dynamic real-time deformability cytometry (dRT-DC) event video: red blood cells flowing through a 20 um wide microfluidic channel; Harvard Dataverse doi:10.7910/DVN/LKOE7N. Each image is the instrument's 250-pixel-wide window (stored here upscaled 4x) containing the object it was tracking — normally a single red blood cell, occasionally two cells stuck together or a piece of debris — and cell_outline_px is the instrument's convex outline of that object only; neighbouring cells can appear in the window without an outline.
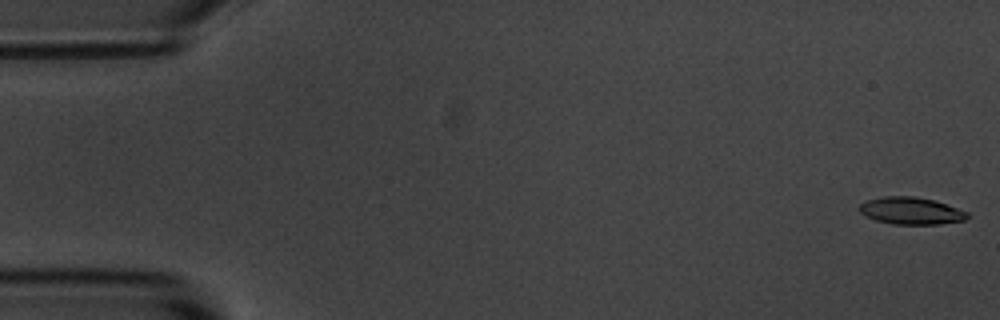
{"species": "common noctule bat (a hibernating species)", "species_latin": "Nyctalus noctula", "temperature_condition": "room temperature", "stored_images_in_passage": 54, "camera_frame_rate_fps": 3000, "um_per_image_px": 0.085, "animal": {"sex": "male", "body_mass_g": 20.1, "forearm_length_mm": 53.5}, "frame": {"image": 1, "passage_image": 1, "time_ms": 0.0, "image_size_px": [1000, 320], "cell_outline_px": [[968, 216], [964, 220], [940, 224], [892, 224], [876, 220], [860, 212], [860, 204], [868, 200], [884, 196], [916, 196], [932, 200], [968, 212]], "centroid_in_image_um": [77.43, 17.92], "position_along_channel_um": 7.6, "area_um2": 16.76}}
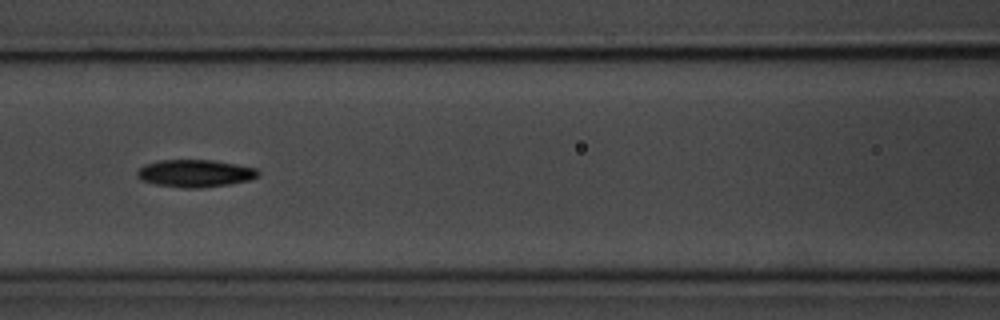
{"frame": {"image": 2, "passage_image": 24, "time_ms": 7.667, "image_size_px": [1000, 320], "cell_outline_px": [[260, 172], [256, 176], [248, 180], [228, 184], [200, 188], [184, 188], [156, 184], [140, 180], [136, 176], [136, 172], [144, 164], [160, 160], [212, 160], [236, 164], [256, 168]], "centroid_in_image_um": [16.54, 14.73], "position_along_channel_um": 150.1, "area_um2": 19.25}}
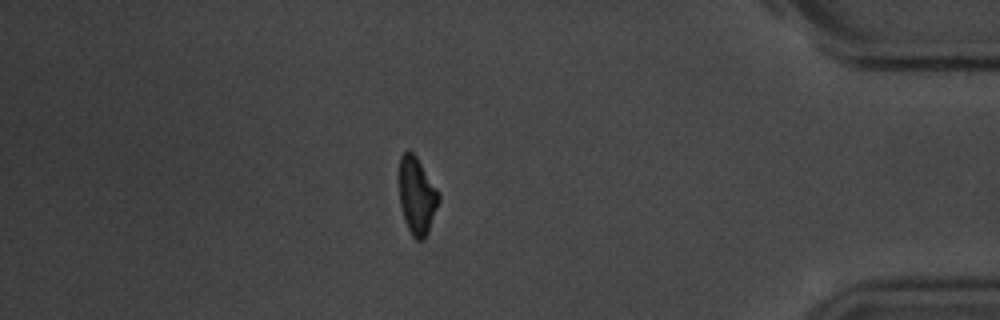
{"frame": {"image": 3, "passage_image": 48, "time_ms": 15.667, "image_size_px": [1000, 320], "cell_outline_px": [[440, 200], [428, 232], [424, 240], [416, 240], [412, 236], [404, 220], [400, 204], [400, 156], [408, 148], [416, 156], [440, 192]], "centroid_in_image_um": [35.45, 16.64], "position_along_channel_um": 399.7, "area_um2": 17.86}, "authors_computed_cell_mechanics": {"area_um2": 18.3515, "velocity_mm_per_s": 3.6105, "shape_relaxation_time_tau1_ms": 3.2325, "shape_relaxation_time_tau2_ms": 4.6825, "deformation_change_tau1": 0.1414, "deformation_change_tau2": 0.1188}}